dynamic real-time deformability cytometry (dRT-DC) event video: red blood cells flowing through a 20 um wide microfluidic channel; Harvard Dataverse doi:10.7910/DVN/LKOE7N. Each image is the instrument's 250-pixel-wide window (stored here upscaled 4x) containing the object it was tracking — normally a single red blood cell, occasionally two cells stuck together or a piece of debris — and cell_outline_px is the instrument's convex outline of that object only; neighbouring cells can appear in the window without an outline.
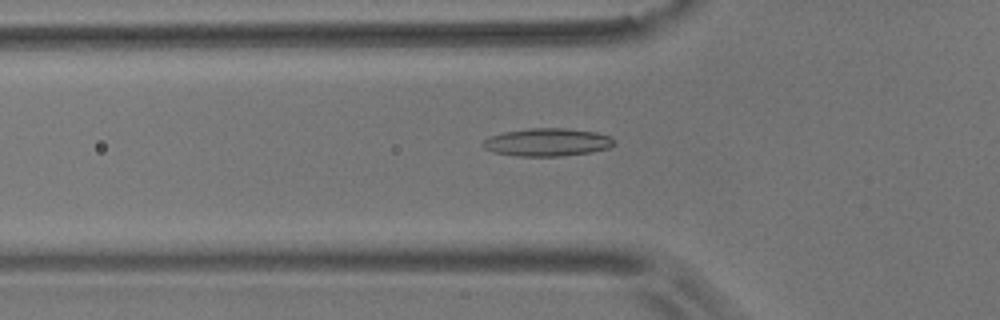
{"species": "common noctule bat (a hibernating species)", "species_latin": "Nyctalus noctula", "temperature_condition": "room temperature", "stored_images_in_passage": 30, "camera_frame_rate_fps": 3000, "um_per_image_px": 0.085, "animal": {"sex": "male", "body_mass_g": 17.9}, "frame": {"image": 1, "passage_image": 6, "time_ms": 1.667, "image_size_px": [1000, 320], "cell_outline_px": [[616, 144], [608, 148], [592, 152], [560, 156], [516, 156], [492, 152], [484, 148], [480, 144], [488, 136], [504, 132], [528, 128], [568, 128], [596, 132], [608, 136], [616, 140]], "centroid_in_image_um": [46.5, 12.09], "position_along_channel_um": 79.3, "area_um2": 21.56}}
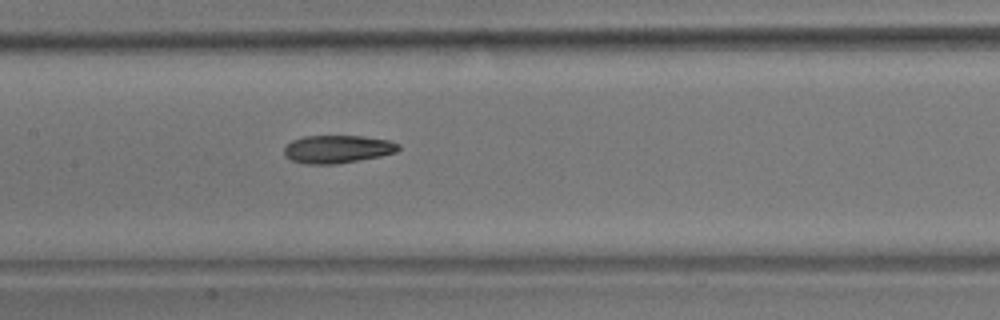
{"frame": {"image": 2, "passage_image": 14, "time_ms": 4.333, "image_size_px": [1000, 320], "cell_outline_px": [[400, 148], [396, 152], [380, 156], [360, 160], [336, 164], [304, 164], [292, 160], [284, 156], [284, 148], [292, 140], [304, 136], [364, 136], [388, 140], [400, 144]], "centroid_in_image_um": [28.68, 12.68], "position_along_channel_um": 178.7, "area_um2": 18.67}}
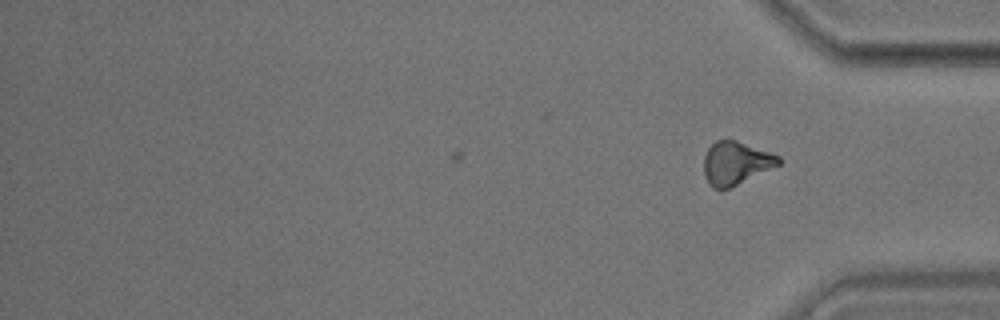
{"frame": {"image": 3, "passage_image": 30, "time_ms": 9.667, "image_size_px": [1000, 320], "cell_outline_px": [[780, 164], [728, 188], [712, 188], [704, 172], [704, 156], [708, 148], [716, 140], [736, 140], [780, 156]], "centroid_in_image_um": [62.53, 13.84], "position_along_channel_um": 372.7, "area_um2": 18.26}, "authors_computed_cell_mechanics": {"area_um2": 18.6694, "velocity_mm_per_s": 3.6884, "shape_relaxation_time_tau1_ms": 7.4813, "shape_relaxation_time_tau2_ms": 5.2498, "deformation_change_tau1": 0.1829, "deformation_change_tau2": 0.1337}}